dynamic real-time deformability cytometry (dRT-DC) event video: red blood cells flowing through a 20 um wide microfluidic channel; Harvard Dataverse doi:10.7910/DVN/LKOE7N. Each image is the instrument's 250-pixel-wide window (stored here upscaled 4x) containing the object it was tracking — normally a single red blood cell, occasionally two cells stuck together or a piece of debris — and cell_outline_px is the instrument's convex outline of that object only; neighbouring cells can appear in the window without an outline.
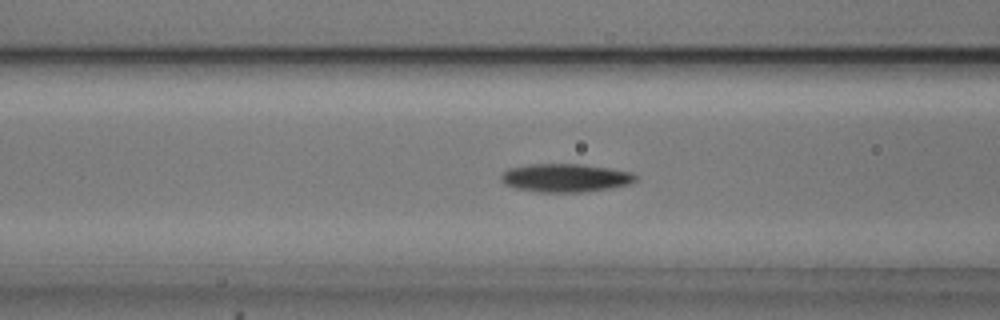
{"species": "common noctule bat (a hibernating species)", "species_latin": "Nyctalus noctula", "temperature_condition": "cold", "stored_images_in_passage": 54, "camera_frame_rate_fps": 3000, "um_per_image_px": 0.085, "animal": {"sex": "male", "body_mass_g": 20.5, "forearm_length_mm": 52.5}, "frame": {"image": 1, "passage_image": 21, "time_ms": 6.667, "image_size_px": [1000, 320], "cell_outline_px": [[640, 176], [636, 180], [628, 184], [608, 188], [580, 192], [536, 192], [516, 188], [504, 184], [500, 180], [500, 176], [508, 168], [532, 164], [580, 164], [608, 168], [632, 172]], "centroid_in_image_um": [48.04, 15.11], "position_along_channel_um": 118.6, "area_um2": 22.14}}
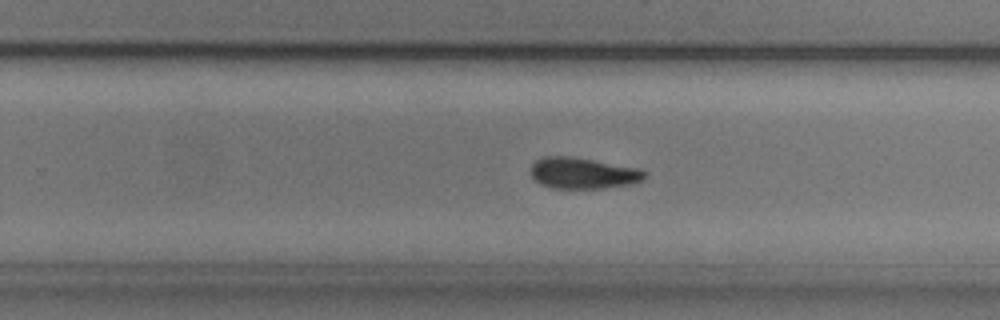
{"frame": {"image": 2, "passage_image": 34, "time_ms": 11.0, "image_size_px": [1000, 320], "cell_outline_px": [[648, 176], [644, 180], [636, 184], [600, 188], [552, 188], [540, 184], [532, 180], [532, 164], [536, 160], [544, 156], [568, 156], [640, 168], [648, 172]], "centroid_in_image_um": [49.61, 14.73], "position_along_channel_um": 280.2, "area_um2": 20.92}}
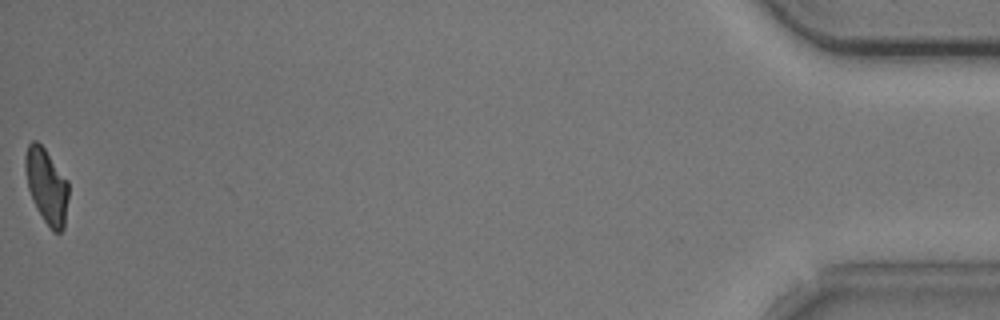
{"frame": {"image": 3, "passage_image": 54, "time_ms": 17.667, "image_size_px": [1000, 320], "cell_outline_px": [[68, 196], [64, 228], [60, 232], [52, 232], [36, 208], [32, 200], [28, 188], [24, 168], [24, 156], [28, 144], [32, 140], [36, 140], [44, 148], [68, 180]], "centroid_in_image_um": [3.94, 15.81], "position_along_channel_um": 431.3, "area_um2": 19.02}, "authors_computed_cell_mechanics": {"area_um2": 20.5768, "velocity_mm_per_s": 3.7353, "shape_relaxation_time_tau1_ms": 3.5179, "shape_relaxation_time_tau2_ms": null, "deformation_change_tau1": 0.1154, "deformation_change_tau2": null}}